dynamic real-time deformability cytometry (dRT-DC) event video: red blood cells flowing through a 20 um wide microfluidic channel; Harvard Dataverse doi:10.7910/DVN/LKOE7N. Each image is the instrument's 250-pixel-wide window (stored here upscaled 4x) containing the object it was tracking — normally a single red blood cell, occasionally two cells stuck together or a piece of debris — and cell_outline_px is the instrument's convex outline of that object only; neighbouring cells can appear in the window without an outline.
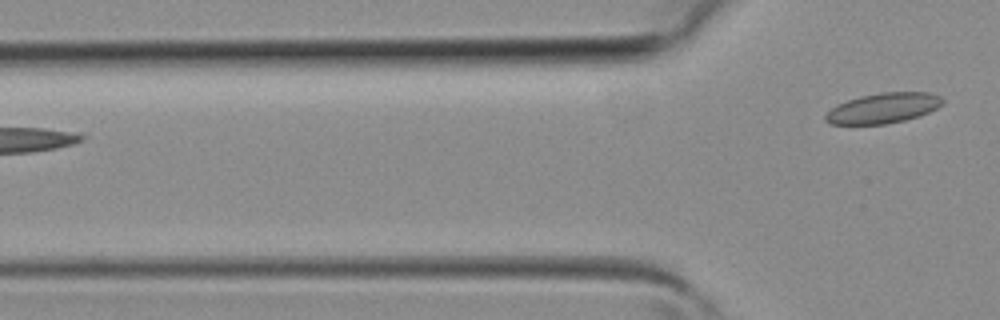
{"species": "common noctule bat (a hibernating species)", "species_latin": "Nyctalus noctula", "temperature_condition": "room temperature", "stored_images_in_passage": 3, "camera_frame_rate_fps": 3000, "um_per_image_px": 0.085, "animal": {"sex": "female", "body_mass_g": 19.3, "forearm_length_mm": 54.1}, "frame": {"image": 1, "passage_image": 3, "time_ms": 0.667, "image_size_px": [1000, 320], "cell_outline_px": [[944, 100], [936, 108], [920, 116], [904, 120], [884, 124], [828, 124], [824, 120], [824, 116], [836, 104], [860, 96], [884, 92], [928, 92], [940, 96]], "centroid_in_image_um": [75.04, 9.19], "position_along_channel_um": 50.8, "area_um2": 20.52}}